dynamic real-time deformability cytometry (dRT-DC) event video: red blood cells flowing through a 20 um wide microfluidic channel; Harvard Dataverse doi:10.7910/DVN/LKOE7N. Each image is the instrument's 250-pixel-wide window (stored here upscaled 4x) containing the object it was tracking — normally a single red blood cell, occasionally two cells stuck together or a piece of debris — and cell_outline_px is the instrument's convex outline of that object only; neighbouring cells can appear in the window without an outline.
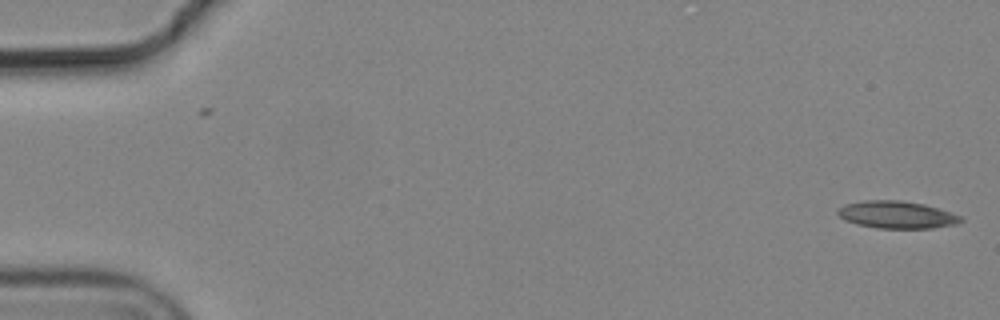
{"species": "common noctule bat (a hibernating species)", "species_latin": "Nyctalus noctula", "temperature_condition": "cold", "stored_images_in_passage": 2, "camera_frame_rate_fps": 3000, "um_per_image_px": 0.085, "animal": {"sex": "male", "body_mass_g": 19.2, "forearm_length_mm": 51.8}, "frame": {"image": 1, "passage_image": 2, "time_ms": 0.333, "image_size_px": [1000, 320], "cell_outline_px": [[964, 220], [956, 224], [932, 228], [876, 228], [856, 224], [844, 220], [836, 212], [844, 204], [864, 200], [900, 200], [924, 204], [960, 216]], "centroid_in_image_um": [76.18, 18.25], "position_along_channel_um": 8.8, "area_um2": 19.48}}